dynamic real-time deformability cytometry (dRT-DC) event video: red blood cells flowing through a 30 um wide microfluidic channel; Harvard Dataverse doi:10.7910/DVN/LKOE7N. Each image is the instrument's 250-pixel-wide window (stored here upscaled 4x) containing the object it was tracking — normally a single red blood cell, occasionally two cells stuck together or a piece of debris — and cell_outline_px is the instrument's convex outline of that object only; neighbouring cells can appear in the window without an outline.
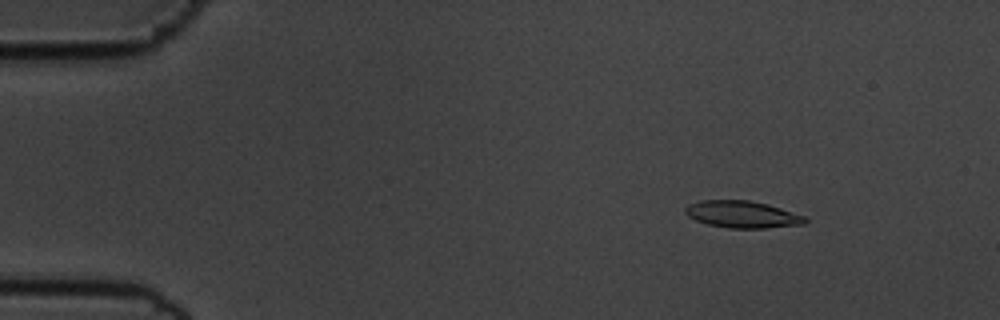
{"species": "common noctule bat (a hibernating species)", "species_latin": "Nyctalus noctula", "temperature_condition": "cold", "stored_images_in_passage": 55, "camera_frame_rate_fps": 3000, "um_per_image_px": 0.085, "animal": {"sex": "male", "body_mass_g": 19.5, "forearm_length_mm": 54.6}, "frame": {"image": 1, "passage_image": 7, "time_ms": 2.0, "image_size_px": [1000, 320], "cell_outline_px": [[808, 220], [804, 224], [764, 228], [728, 228], [708, 224], [696, 220], [688, 216], [684, 212], [684, 208], [688, 204], [700, 200], [748, 200], [768, 204], [804, 216]], "centroid_in_image_um": [63.06, 18.22], "position_along_channel_um": 21.9, "area_um2": 18.79}}
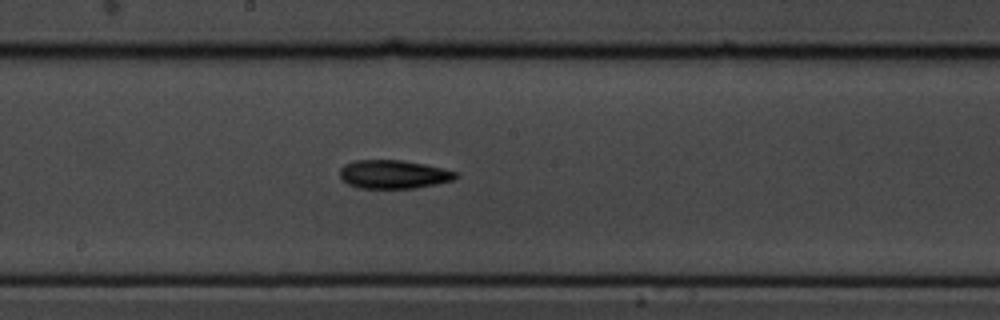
{"frame": {"image": 2, "passage_image": 30, "time_ms": 9.667, "image_size_px": [1000, 320], "cell_outline_px": [[460, 176], [452, 180], [436, 184], [412, 188], [360, 188], [348, 184], [340, 176], [340, 168], [344, 164], [356, 160], [404, 160], [424, 164], [456, 172]], "centroid_in_image_um": [33.44, 14.81], "position_along_channel_um": 214.8, "area_um2": 19.13}}
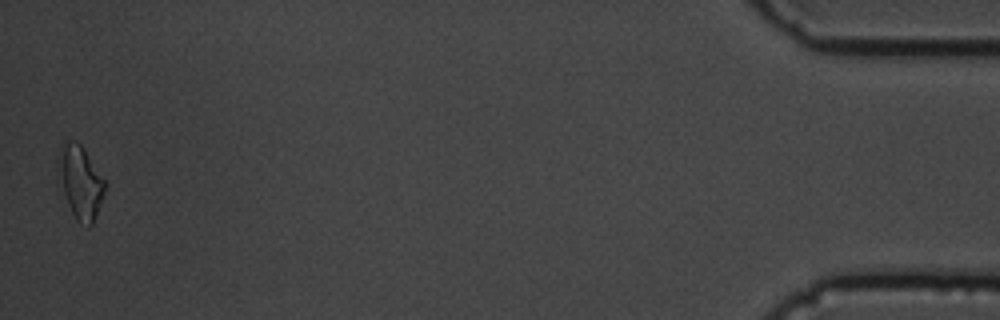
{"frame": {"image": 3, "passage_image": 55, "time_ms": 18.0, "image_size_px": [1000, 320], "cell_outline_px": [[104, 192], [92, 224], [88, 228], [80, 224], [76, 220], [56, 184], [56, 156], [60, 144], [68, 140], [76, 140], [84, 148], [104, 180]], "centroid_in_image_um": [6.71, 15.44], "position_along_channel_um": 428.5, "area_um2": 20.58}, "authors_computed_cell_mechanics": {"area_um2": 18.5538, "velocity_mm_per_s": 3.6081, "shape_relaxation_time_tau1_ms": 6.9666, "shape_relaxation_time_tau2_ms": null, "deformation_change_tau1": 0.1777, "deformation_change_tau2": null}}